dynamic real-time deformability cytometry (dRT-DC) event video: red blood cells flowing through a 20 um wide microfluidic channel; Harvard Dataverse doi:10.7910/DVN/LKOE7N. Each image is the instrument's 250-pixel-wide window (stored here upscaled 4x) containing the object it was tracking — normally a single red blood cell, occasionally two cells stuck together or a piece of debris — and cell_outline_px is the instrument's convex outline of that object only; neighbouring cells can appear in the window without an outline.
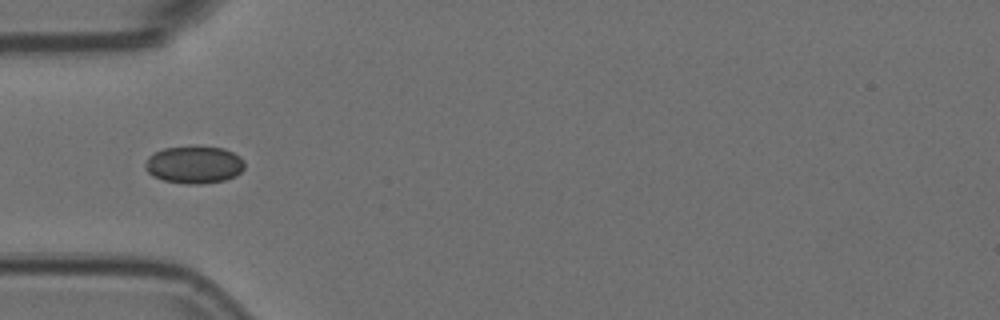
{"species": "Egyptian fruit bat (a non-hibernating species)", "species_latin": "Rousettus aegyptiacus", "temperature_condition": "room temperature", "stored_images_in_passage": 5, "camera_frame_rate_fps": 3000, "um_per_image_px": 0.085, "animal": {"sex": "female"}, "frame": {"image": 1, "passage_image": 5, "time_ms": 1.333, "image_size_px": [1000, 320], "cell_outline_px": [[244, 168], [236, 176], [224, 180], [200, 184], [184, 184], [164, 180], [152, 176], [144, 168], [144, 164], [148, 156], [164, 148], [224, 148], [240, 156], [244, 160]], "centroid_in_image_um": [16.5, 14.03], "position_along_channel_um": 68.5, "area_um2": 21.39}}